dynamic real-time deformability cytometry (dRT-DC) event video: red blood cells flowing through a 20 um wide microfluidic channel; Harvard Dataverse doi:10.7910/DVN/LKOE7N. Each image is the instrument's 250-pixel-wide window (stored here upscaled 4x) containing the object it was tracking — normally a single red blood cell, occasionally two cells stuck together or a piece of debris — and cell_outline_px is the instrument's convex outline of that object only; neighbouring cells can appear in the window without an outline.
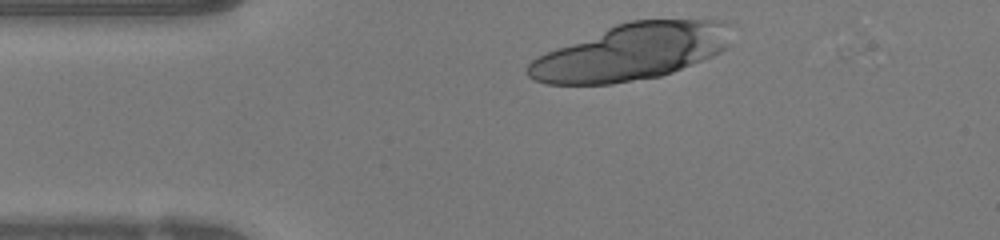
{"species": "human", "species_latin": "Homo sapiens", "temperature_condition": "warm", "stored_images_in_passage": 10, "camera_frame_rate_fps": 3000, "um_per_image_px": 0.085, "donor": {"sex": "female"}, "frame": {"image": 1, "passage_image": 2, "time_ms": 0.333, "image_size_px": [1000, 240], "cell_outline_px": [[732, 24], [728, 44], [720, 52], [712, 56], [672, 72], [660, 76], [612, 84], [548, 84], [536, 80], [528, 76], [524, 72], [524, 68], [536, 56], [616, 24], [632, 20], [728, 20]], "centroid_in_image_um": [53.65, 4.42], "position_along_channel_um": 31.3, "area_um2": 66.59}}